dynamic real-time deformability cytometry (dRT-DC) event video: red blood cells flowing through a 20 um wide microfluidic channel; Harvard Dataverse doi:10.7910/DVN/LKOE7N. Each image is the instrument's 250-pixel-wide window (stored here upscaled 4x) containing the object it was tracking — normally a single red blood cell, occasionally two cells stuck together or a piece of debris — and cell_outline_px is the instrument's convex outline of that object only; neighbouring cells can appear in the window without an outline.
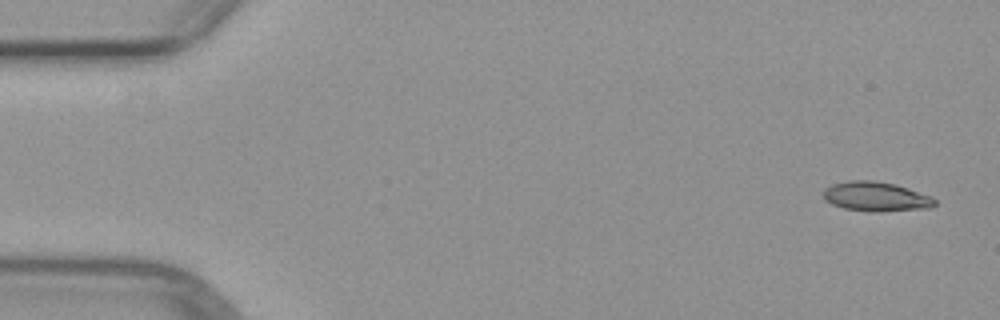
{"species": "common noctule bat (a hibernating species)", "species_latin": "Nyctalus noctula", "temperature_condition": "warm", "stored_images_in_passage": 4, "camera_frame_rate_fps": 3000, "um_per_image_px": 0.085, "animal": {"sex": "female", "body_mass_g": 29.2, "forearm_length_mm": 56.3}, "frame": {"image": 1, "passage_image": 1, "time_ms": 0.0, "image_size_px": [1000, 320], "cell_outline_px": [[936, 204], [932, 208], [880, 212], [872, 212], [844, 208], [832, 204], [824, 200], [824, 188], [832, 184], [848, 180], [872, 180], [892, 184], [908, 188], [932, 196], [936, 200]], "centroid_in_image_um": [74.47, 16.72], "position_along_channel_um": 10.5, "area_um2": 19.31}}
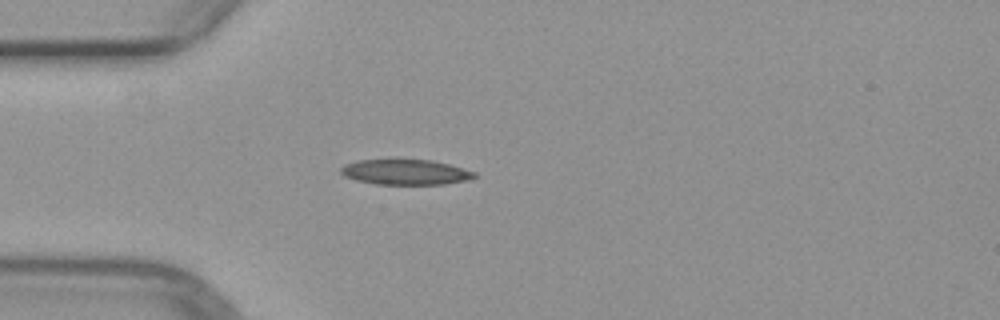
{"frame": {"image": 2, "passage_image": 4, "time_ms": 4.0, "image_size_px": [1000, 320], "cell_outline_px": [[480, 176], [468, 180], [444, 184], [376, 184], [356, 180], [344, 176], [340, 172], [340, 168], [344, 164], [356, 160], [396, 156], [432, 160], [464, 168], [476, 172]], "centroid_in_image_um": [34.44, 14.57], "position_along_channel_um": 50.6, "area_um2": 20.87}}